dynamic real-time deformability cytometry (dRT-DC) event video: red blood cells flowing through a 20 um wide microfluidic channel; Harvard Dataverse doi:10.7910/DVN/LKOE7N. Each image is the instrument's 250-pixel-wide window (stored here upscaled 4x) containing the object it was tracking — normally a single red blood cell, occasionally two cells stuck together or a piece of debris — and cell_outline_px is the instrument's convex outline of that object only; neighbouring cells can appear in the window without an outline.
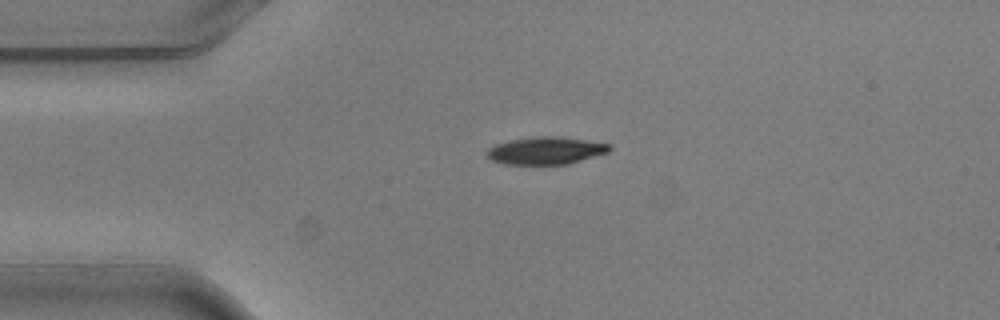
{"species": "common noctule bat (a hibernating species)", "species_latin": "Nyctalus noctula", "temperature_condition": "warm", "stored_images_in_passage": 2, "camera_frame_rate_fps": 3000, "um_per_image_px": 0.085, "animal": {"sex": "male", "body_mass_g": 20.5, "forearm_length_mm": 52.5}, "frame": {"image": 1, "passage_image": 1, "time_ms": 0.0, "image_size_px": [1000, 320], "cell_outline_px": [[612, 148], [608, 152], [568, 164], [504, 164], [492, 160], [488, 156], [488, 148], [496, 144], [512, 140], [540, 136], [560, 136], [612, 144]], "centroid_in_image_um": [46.44, 12.8], "position_along_channel_um": 38.6, "area_um2": 19.42}}